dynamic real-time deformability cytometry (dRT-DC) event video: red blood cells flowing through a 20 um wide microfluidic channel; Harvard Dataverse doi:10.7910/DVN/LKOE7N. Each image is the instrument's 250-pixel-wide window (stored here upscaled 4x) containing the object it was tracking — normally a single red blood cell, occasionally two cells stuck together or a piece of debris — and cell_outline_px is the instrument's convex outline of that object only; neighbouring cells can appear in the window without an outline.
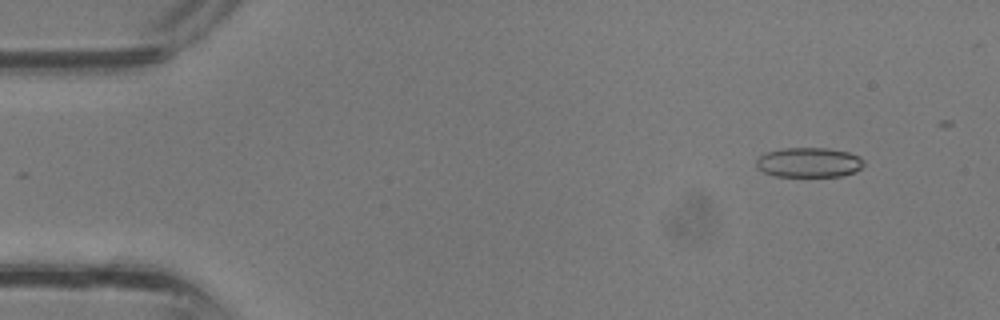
{"species": "common noctule bat (a hibernating species)", "species_latin": "Nyctalus noctula", "temperature_condition": "room temperature", "stored_images_in_passage": 33, "camera_frame_rate_fps": 3000, "um_per_image_px": 0.085, "animal": {"sex": "male", "body_mass_g": 13.3}, "frame": {"image": 1, "passage_image": 3, "time_ms": 0.667, "image_size_px": [1000, 320], "cell_outline_px": [[864, 164], [856, 172], [840, 176], [776, 176], [764, 172], [756, 168], [756, 160], [760, 156], [768, 152], [784, 148], [828, 148], [848, 152], [860, 156], [864, 160]], "centroid_in_image_um": [68.78, 13.81], "position_along_channel_um": 16.2, "area_um2": 18.67}}
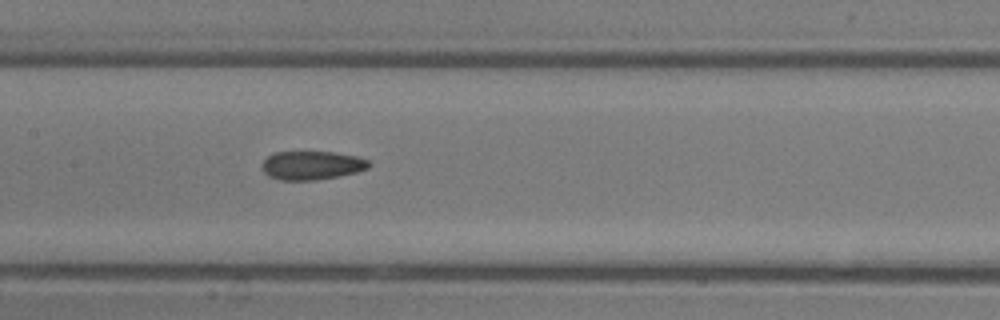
{"frame": {"image": 2, "passage_image": 17, "time_ms": 5.333, "image_size_px": [1000, 320], "cell_outline_px": [[372, 164], [368, 168], [356, 172], [316, 180], [280, 180], [268, 176], [264, 172], [264, 160], [272, 152], [332, 152], [356, 156], [368, 160]], "centroid_in_image_um": [26.51, 14.05], "position_along_channel_um": 180.9, "area_um2": 17.69}}
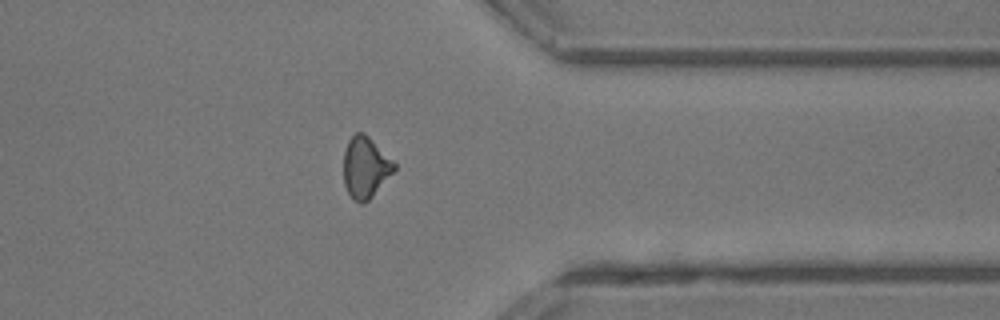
{"frame": {"image": 3, "passage_image": 28, "time_ms": 9.0, "image_size_px": [1000, 320], "cell_outline_px": [[396, 168], [372, 196], [364, 204], [360, 204], [348, 192], [344, 184], [344, 152], [348, 140], [356, 132], [364, 132], [396, 164]], "centroid_in_image_um": [31.04, 14.21], "position_along_channel_um": 380.4, "area_um2": 17.69}}